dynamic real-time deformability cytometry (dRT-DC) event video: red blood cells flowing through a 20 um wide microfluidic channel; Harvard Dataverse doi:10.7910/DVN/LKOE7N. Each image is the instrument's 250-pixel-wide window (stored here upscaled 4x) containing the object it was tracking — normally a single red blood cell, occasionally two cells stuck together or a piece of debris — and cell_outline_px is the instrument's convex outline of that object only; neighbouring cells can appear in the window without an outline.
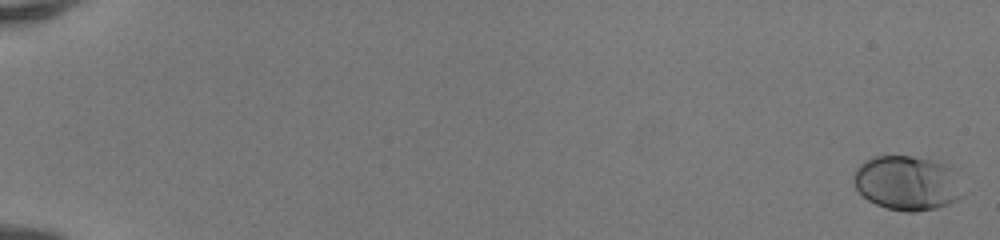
{"species": "human", "species_latin": "Homo sapiens", "temperature_condition": "room temperature", "stored_images_in_passage": 52, "camera_frame_rate_fps": 3000, "um_per_image_px": 0.085, "donor": {"sex": "female"}, "frame": {"image": 1, "passage_image": 1, "time_ms": 0.0, "image_size_px": [1000, 240], "cell_outline_px": [[964, 196], [948, 204], [936, 208], [916, 212], [908, 212], [888, 208], [876, 204], [868, 200], [856, 188], [852, 180], [852, 176], [856, 168], [864, 160], [872, 156], [912, 156], [936, 160], [948, 164]], "centroid_in_image_um": [77.06, 15.54], "position_along_channel_um": 7.9, "area_um2": 34.68}}
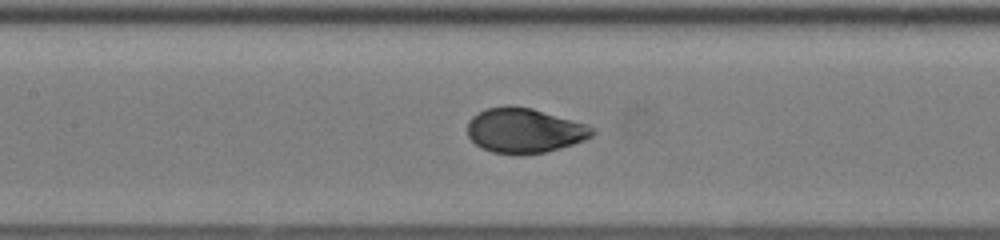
{"frame": {"image": 2, "passage_image": 27, "time_ms": 8.667, "image_size_px": [1000, 240], "cell_outline_px": [[596, 132], [592, 136], [584, 140], [560, 148], [544, 152], [516, 156], [492, 152], [476, 144], [468, 136], [468, 120], [476, 112], [484, 108], [504, 104], [508, 104], [532, 108], [588, 124], [596, 128]], "centroid_in_image_um": [44.57, 11.08], "position_along_channel_um": 162.8, "area_um2": 33.23}}
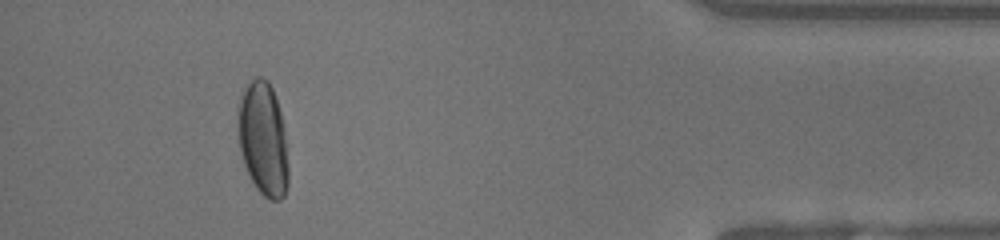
{"frame": {"image": 3, "passage_image": 48, "time_ms": 15.667, "image_size_px": [1000, 240], "cell_outline_px": [[288, 184], [284, 196], [280, 200], [268, 200], [256, 188], [244, 164], [240, 152], [236, 136], [236, 120], [240, 96], [244, 88], [256, 76], [260, 76], [268, 80], [272, 88], [280, 112], [284, 136], [288, 164]], "centroid_in_image_um": [22.32, 11.81], "position_along_channel_um": 412.9, "area_um2": 33.64}, "authors_computed_cell_mechanics": {"area_um2": 33.235, "velocity_mm_per_s": 4.1831, "shape_relaxation_time_tau1_ms": 3.2672, "shape_relaxation_time_tau2_ms": null, "deformation_change_tau1": 0.1753, "deformation_change_tau2": null}}